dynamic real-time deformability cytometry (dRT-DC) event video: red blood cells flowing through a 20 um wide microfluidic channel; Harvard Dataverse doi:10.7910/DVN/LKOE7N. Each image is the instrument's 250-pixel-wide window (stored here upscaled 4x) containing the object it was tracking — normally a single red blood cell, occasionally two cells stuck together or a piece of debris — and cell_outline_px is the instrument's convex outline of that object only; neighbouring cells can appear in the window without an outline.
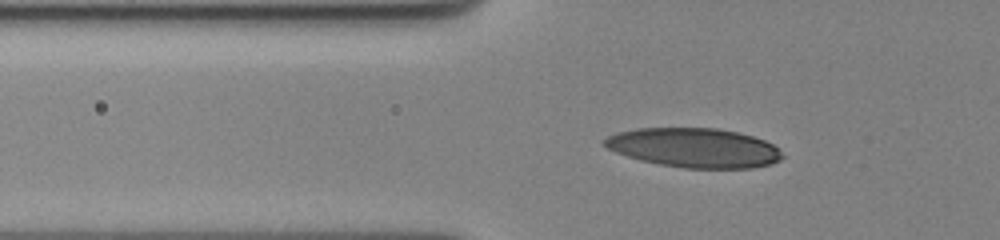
{"species": "human", "species_latin": "Homo sapiens", "temperature_condition": "cold", "stored_images_in_passage": 61, "camera_frame_rate_fps": 3000, "um_per_image_px": 0.085, "donor": {"sex": "female"}, "frame": {"image": 1, "passage_image": 24, "time_ms": 7.667, "image_size_px": [1000, 240], "cell_outline_px": [[784, 156], [780, 160], [772, 164], [752, 168], [684, 168], [660, 164], [640, 160], [616, 152], [608, 148], [604, 144], [604, 140], [608, 136], [616, 132], [636, 128], [716, 128], [736, 132], [752, 136], [764, 140], [772, 144]], "centroid_in_image_um": [59.0, 12.56], "position_along_channel_um": 66.8, "area_um2": 40.63}}
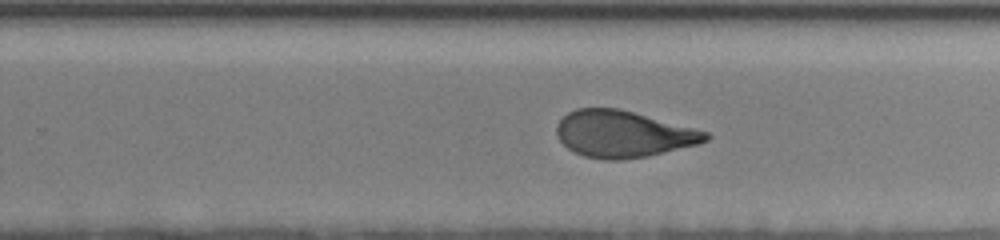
{"frame": {"image": 2, "passage_image": 43, "time_ms": 14.0, "image_size_px": [1000, 240], "cell_outline_px": [[712, 136], [708, 140], [700, 144], [648, 156], [620, 160], [604, 160], [584, 156], [568, 148], [556, 136], [556, 128], [560, 120], [568, 112], [576, 108], [620, 108], [708, 132]], "centroid_in_image_um": [52.98, 11.39], "position_along_channel_um": 276.8, "area_um2": 40.58}}
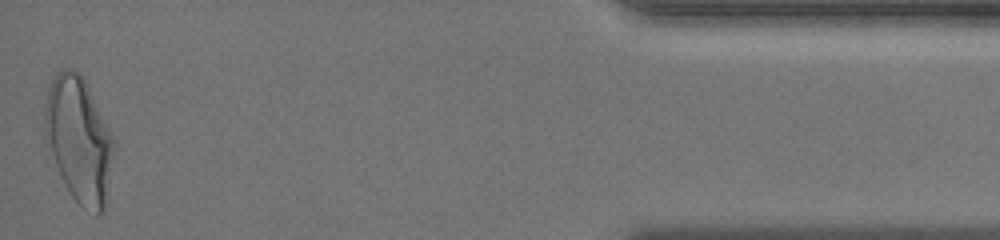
{"frame": {"image": 3, "passage_image": 61, "time_ms": 20.0, "image_size_px": [1000, 240], "cell_outline_px": [[116, 144], [104, 212], [100, 216], [96, 216], [84, 208], [72, 196], [60, 176], [44, 144], [44, 104], [52, 80], [64, 68], [72, 68], [80, 72], [116, 140]], "centroid_in_image_um": [6.71, 11.91], "position_along_channel_um": 428.5, "area_um2": 51.1}, "authors_computed_cell_mechanics": {"area_um2": 40.6912, "velocity_mm_per_s": 3.4787, "shape_relaxation_time_tau1_ms": 5.6158, "shape_relaxation_time_tau2_ms": 1.6006, "deformation_change_tau1": 0.1988, "deformation_change_tau2": 0.0907}}